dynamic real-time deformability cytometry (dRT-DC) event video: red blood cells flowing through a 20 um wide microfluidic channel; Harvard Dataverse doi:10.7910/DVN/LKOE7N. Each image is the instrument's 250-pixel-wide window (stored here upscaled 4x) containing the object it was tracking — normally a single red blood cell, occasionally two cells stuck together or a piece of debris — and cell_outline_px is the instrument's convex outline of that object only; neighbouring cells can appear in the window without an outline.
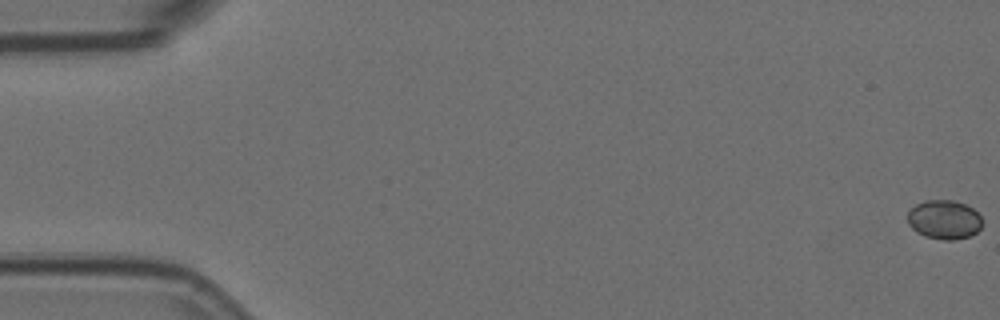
{"species": "Egyptian fruit bat (a non-hibernating species)", "species_latin": "Rousettus aegyptiacus", "temperature_condition": "room temperature", "stored_images_in_passage": 7, "camera_frame_rate_fps": 3000, "um_per_image_px": 0.085, "animal": {"sex": "female"}, "frame": {"image": 1, "passage_image": 1, "time_ms": 0.0, "image_size_px": [1000, 320], "cell_outline_px": [[984, 224], [976, 232], [968, 236], [952, 240], [940, 240], [924, 236], [916, 232], [908, 224], [908, 212], [916, 204], [924, 200], [952, 200], [964, 204], [972, 208], [980, 216]], "centroid_in_image_um": [80.25, 18.67], "position_along_channel_um": 4.8, "area_um2": 17.05}}
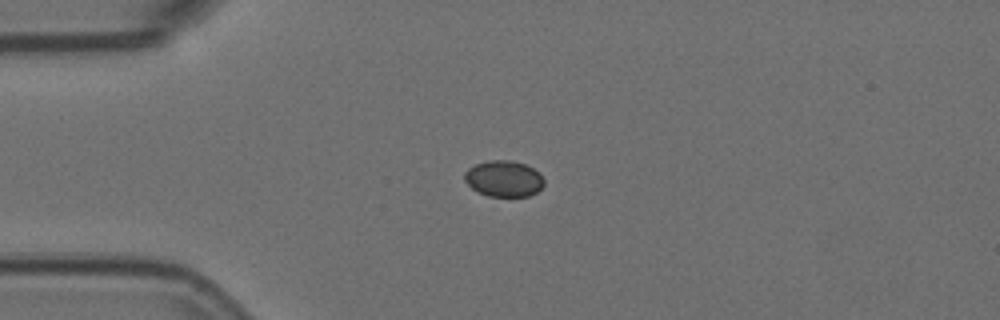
{"frame": {"image": 2, "passage_image": 5, "time_ms": 1.333, "image_size_px": [1000, 320], "cell_outline_px": [[544, 184], [536, 192], [528, 196], [488, 196], [476, 192], [464, 180], [464, 172], [468, 168], [476, 164], [488, 160], [508, 160], [524, 164], [532, 168], [544, 180]], "centroid_in_image_um": [42.77, 15.19], "position_along_channel_um": 42.2, "area_um2": 16.59}}
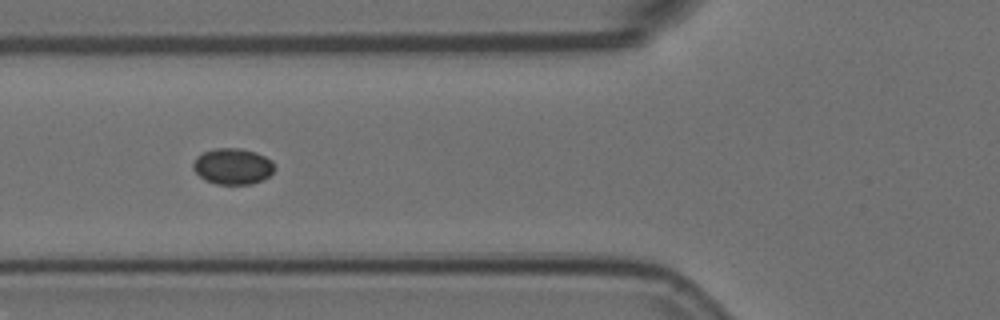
{"frame": {"image": 3, "passage_image": 7, "time_ms": 2.0, "image_size_px": [1000, 320], "cell_outline_px": [[276, 168], [268, 176], [252, 184], [216, 184], [204, 180], [192, 168], [192, 164], [196, 156], [204, 152], [216, 148], [240, 148], [256, 152], [272, 160]], "centroid_in_image_um": [19.77, 14.13], "position_along_channel_um": 106.0, "area_um2": 17.17}}